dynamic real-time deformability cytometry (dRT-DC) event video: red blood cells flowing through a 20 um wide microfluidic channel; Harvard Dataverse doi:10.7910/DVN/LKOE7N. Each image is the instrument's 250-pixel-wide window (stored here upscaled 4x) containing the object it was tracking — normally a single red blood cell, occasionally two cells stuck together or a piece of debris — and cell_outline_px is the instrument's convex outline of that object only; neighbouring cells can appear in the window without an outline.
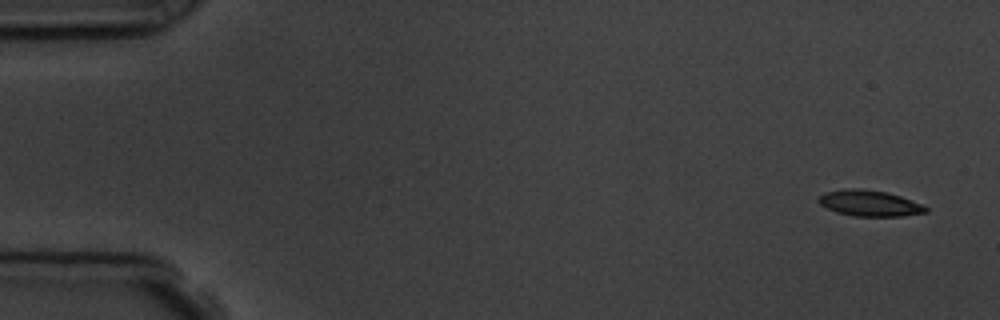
{"species": "common noctule bat (a hibernating species)", "species_latin": "Nyctalus noctula", "temperature_condition": "room temperature", "stored_images_in_passage": 11, "camera_frame_rate_fps": 3000, "um_per_image_px": 0.085, "animal": {"sex": "male", "body_mass_g": 19.5, "forearm_length_mm": 54.6}, "frame": {"image": 1, "passage_image": 1, "time_ms": 0.0, "image_size_px": [1000, 320], "cell_outline_px": [[928, 212], [904, 216], [852, 216], [836, 212], [820, 204], [816, 200], [824, 192], [844, 188], [860, 188], [884, 192], [900, 196], [920, 204], [928, 208]], "centroid_in_image_um": [73.87, 17.27], "position_along_channel_um": 11.1, "area_um2": 16.18}}
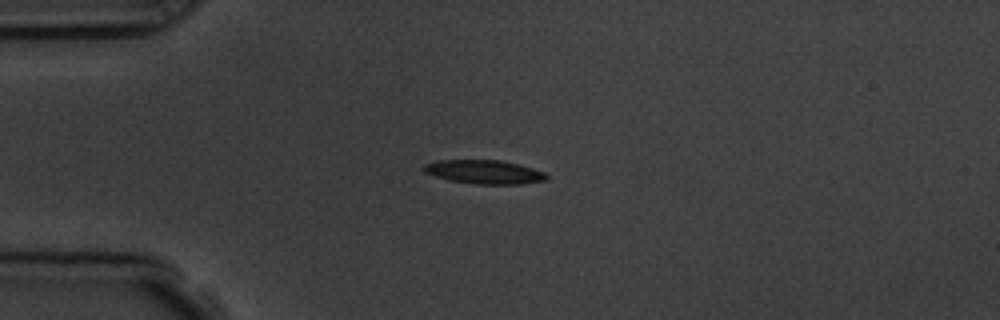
{"frame": {"image": 2, "passage_image": 4, "time_ms": 3.667, "image_size_px": [1000, 320], "cell_outline_px": [[548, 180], [520, 184], [476, 184], [452, 180], [436, 176], [424, 172], [424, 164], [440, 160], [500, 160], [532, 168], [544, 172], [548, 176]], "centroid_in_image_um": [41.19, 14.61], "position_along_channel_um": 43.8, "area_um2": 16.76}}
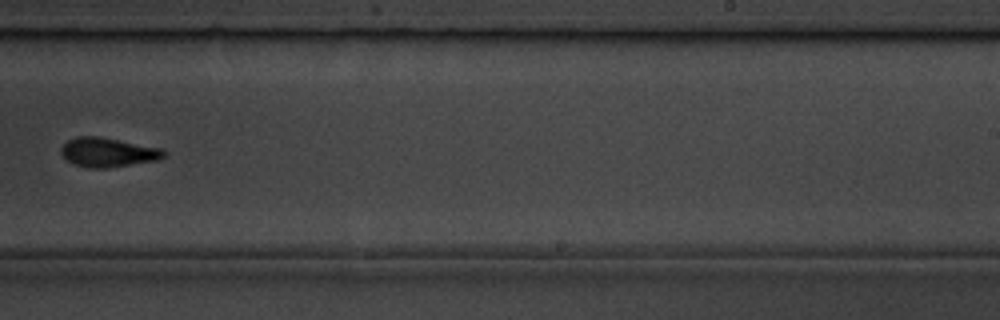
{"frame": {"image": 3, "passage_image": 10, "time_ms": 10.333, "image_size_px": [1000, 320], "cell_outline_px": [[168, 152], [164, 156], [156, 160], [108, 168], [88, 168], [72, 164], [60, 152], [60, 148], [68, 140], [76, 136], [100, 136], [164, 148]], "centroid_in_image_um": [9.19, 12.94], "position_along_channel_um": 279.8, "area_um2": 17.74}}